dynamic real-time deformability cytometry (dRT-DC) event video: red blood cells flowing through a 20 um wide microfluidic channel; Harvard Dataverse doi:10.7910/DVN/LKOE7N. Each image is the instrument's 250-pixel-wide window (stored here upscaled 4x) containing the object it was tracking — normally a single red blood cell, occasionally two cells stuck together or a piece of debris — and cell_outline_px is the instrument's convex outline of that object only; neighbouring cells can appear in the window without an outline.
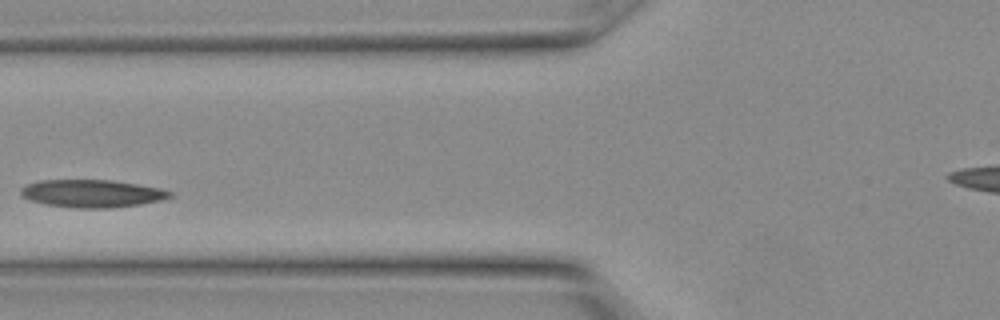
{"species": "Egyptian fruit bat (a non-hibernating species)", "species_latin": "Rousettus aegyptiacus", "temperature_condition": "warm", "stored_images_in_passage": 11, "camera_frame_rate_fps": 3000, "um_per_image_px": 0.085, "animal": {"sex": "female"}, "frame": {"image": 1, "passage_image": 10, "time_ms": 3.0, "image_size_px": [1000, 320], "cell_outline_px": [[176, 196], [160, 200], [140, 204], [112, 208], [76, 208], [44, 204], [28, 200], [20, 196], [20, 188], [28, 184], [40, 180], [112, 180], [160, 188], [172, 192]], "centroid_in_image_um": [7.8, 16.45], "position_along_channel_um": 118.0, "area_um2": 24.22}}